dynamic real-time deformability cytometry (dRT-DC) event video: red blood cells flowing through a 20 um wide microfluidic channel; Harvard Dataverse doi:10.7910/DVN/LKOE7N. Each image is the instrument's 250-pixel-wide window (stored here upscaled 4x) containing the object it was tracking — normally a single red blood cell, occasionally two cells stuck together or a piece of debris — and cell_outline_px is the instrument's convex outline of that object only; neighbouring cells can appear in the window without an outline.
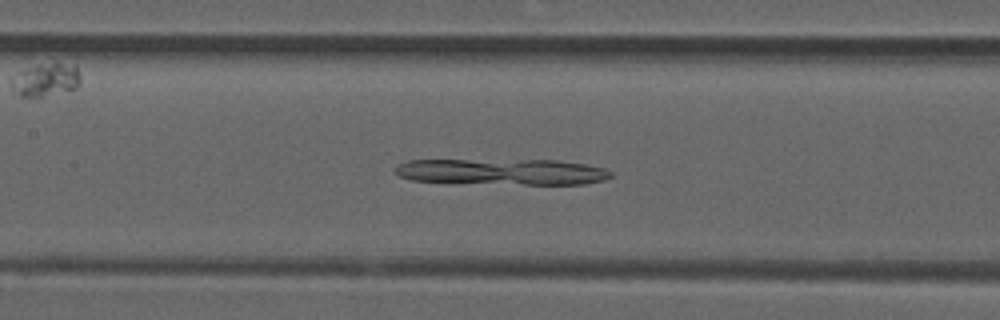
{"species": "common noctule bat (a hibernating species)", "species_latin": "Nyctalus noctula", "temperature_condition": "room temperature", "stored_images_in_passage": 39, "camera_frame_rate_fps": 3000, "um_per_image_px": 0.085, "animal": {"sex": "male", "forearm_length_mm": 52.5}, "frame": {"image": 1, "passage_image": 10, "time_ms": 3.0, "image_size_px": [1000, 320], "cell_outline_px": [[612, 176], [604, 180], [584, 184], [524, 184], [412, 180], [400, 176], [396, 172], [396, 168], [400, 164], [408, 160], [556, 160], [584, 164], [604, 168], [612, 172]], "centroid_in_image_um": [42.76, 14.59], "position_along_channel_um": 164.6, "area_um2": 32.25}}
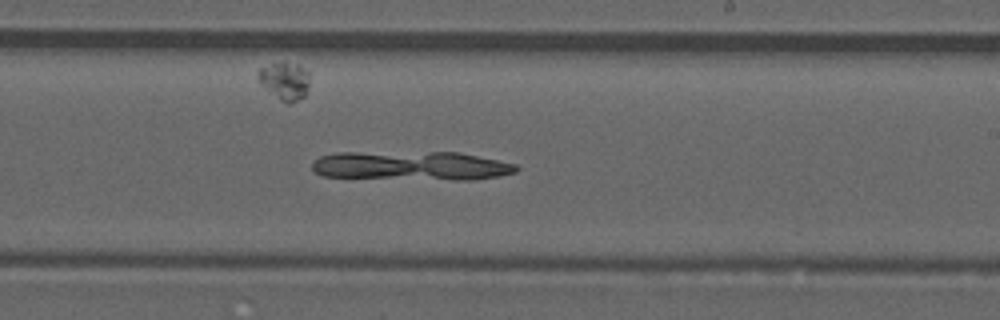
{"frame": {"image": 2, "passage_image": 17, "time_ms": 5.333, "image_size_px": [1000, 320], "cell_outline_px": [[520, 168], [516, 172], [500, 176], [472, 180], [452, 180], [324, 176], [316, 172], [312, 168], [312, 160], [320, 156], [336, 152], [460, 152], [516, 164]], "centroid_in_image_um": [34.99, 14.08], "position_along_channel_um": 254.0, "area_um2": 34.8}}
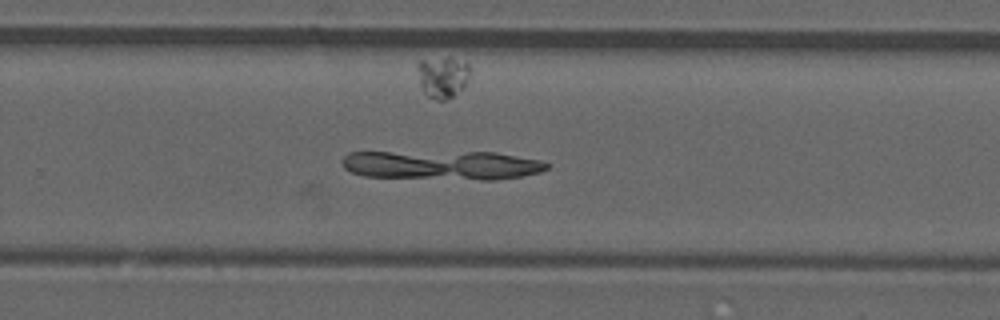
{"frame": {"image": 3, "passage_image": 20, "time_ms": 6.333, "image_size_px": [1000, 320], "cell_outline_px": [[552, 164], [548, 168], [540, 172], [520, 176], [496, 180], [480, 180], [364, 176], [352, 172], [344, 168], [340, 160], [348, 152], [496, 152], [540, 160]], "centroid_in_image_um": [37.58, 14.03], "position_along_channel_um": 292.2, "area_um2": 35.08}}